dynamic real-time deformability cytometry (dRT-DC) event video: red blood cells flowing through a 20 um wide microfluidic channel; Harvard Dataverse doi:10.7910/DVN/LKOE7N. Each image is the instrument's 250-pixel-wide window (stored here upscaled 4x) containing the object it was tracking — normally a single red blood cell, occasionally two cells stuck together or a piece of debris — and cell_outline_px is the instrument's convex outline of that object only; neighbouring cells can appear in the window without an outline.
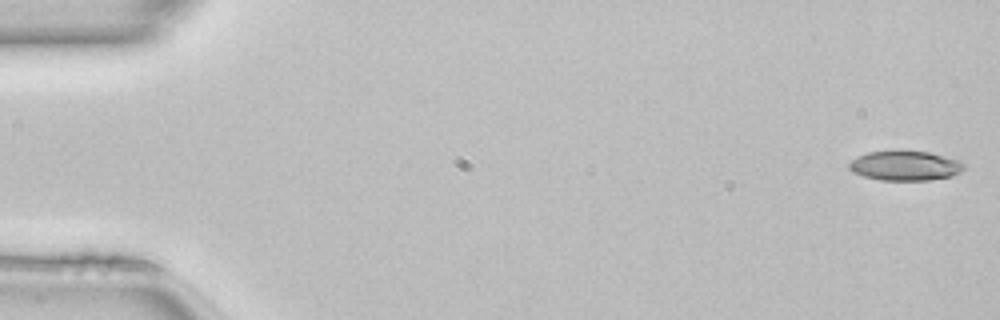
{"species": "common noctule bat (a hibernating species)", "species_latin": "Nyctalus noctula", "temperature_condition": "room temperature", "stored_images_in_passage": 49, "camera_frame_rate_fps": 3000, "um_per_image_px": 0.085, "animal": {"sex": "female", "body_mass_g": 22.7, "forearm_length_mm": 54.2}, "frame": {"image": 1, "passage_image": 1, "time_ms": 0.0, "image_size_px": [1000, 320], "cell_outline_px": [[964, 168], [960, 172], [952, 176], [928, 180], [880, 180], [864, 176], [852, 172], [848, 168], [848, 164], [856, 156], [868, 152], [892, 148], [900, 148], [928, 152], [960, 160], [964, 164]], "centroid_in_image_um": [76.89, 14.04], "position_along_channel_um": 8.1, "area_um2": 20.58}}
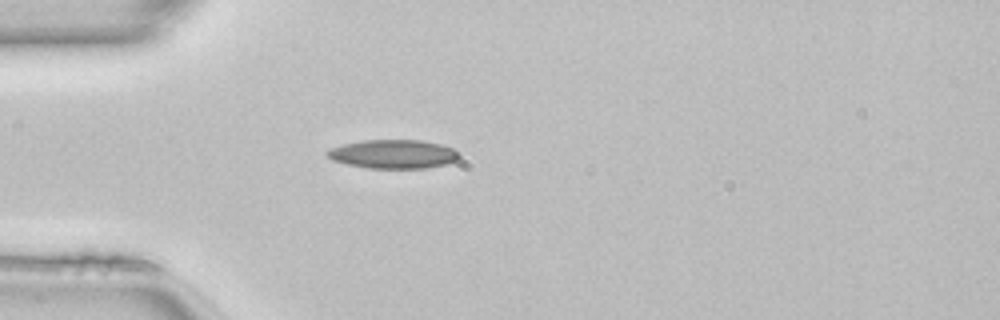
{"frame": {"image": 2, "passage_image": 14, "time_ms": 4.333, "image_size_px": [1000, 320], "cell_outline_px": [[460, 156], [456, 160], [444, 164], [424, 168], [368, 168], [348, 164], [332, 160], [324, 152], [332, 148], [344, 144], [364, 140], [420, 140], [440, 144], [452, 148], [460, 152]], "centroid_in_image_um": [33.43, 13.09], "position_along_channel_um": 51.6, "area_um2": 21.96}}
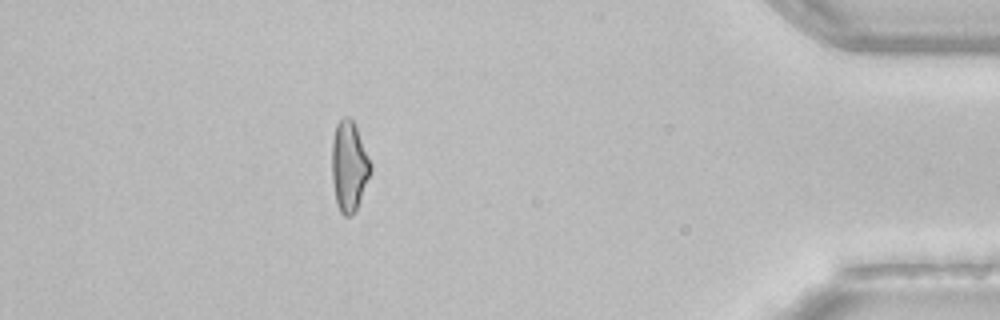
{"frame": {"image": 3, "passage_image": 44, "time_ms": 14.333, "image_size_px": [1000, 320], "cell_outline_px": [[372, 172], [356, 208], [348, 216], [344, 216], [340, 212], [336, 204], [332, 180], [332, 140], [336, 124], [344, 116], [348, 116], [352, 120], [356, 128], [372, 164]], "centroid_in_image_um": [29.66, 14.13], "position_along_channel_um": 405.5, "area_um2": 20.23}, "authors_computed_cell_mechanics": {"area_um2": 20.6346, "velocity_mm_per_s": 4.1437, "shape_relaxation_time_tau1_ms": 6.5222, "shape_relaxation_time_tau2_ms": 3.312, "deformation_change_tau1": 0.1714, "deformation_change_tau2": 0.103}}